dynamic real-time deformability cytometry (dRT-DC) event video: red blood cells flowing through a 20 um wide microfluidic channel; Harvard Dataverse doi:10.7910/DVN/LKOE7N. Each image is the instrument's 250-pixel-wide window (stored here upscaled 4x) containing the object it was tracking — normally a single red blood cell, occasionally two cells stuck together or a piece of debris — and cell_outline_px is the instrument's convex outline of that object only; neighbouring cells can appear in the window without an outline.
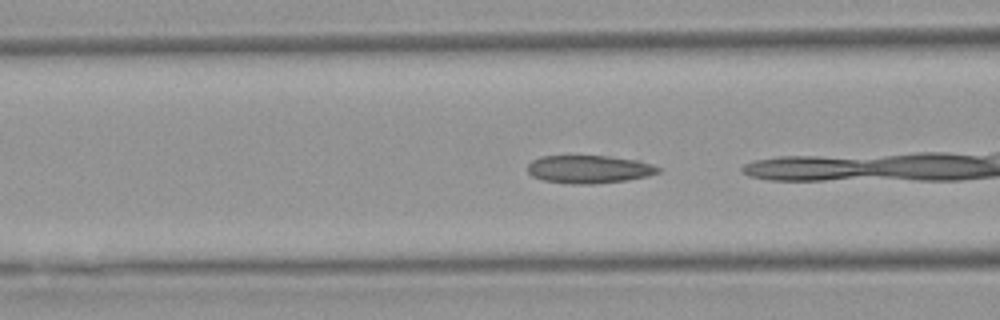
{"species": "Egyptian fruit bat (a non-hibernating species)", "species_latin": "Rousettus aegyptiacus", "temperature_condition": "warm", "stored_images_in_passage": 34, "camera_frame_rate_fps": 3000, "um_per_image_px": 0.085, "animal": {"sex": "female"}, "frame": {"image": 1, "passage_image": 6, "time_ms": 1.667, "image_size_px": [1000, 320], "cell_outline_px": [[660, 172], [648, 176], [628, 180], [592, 184], [572, 184], [544, 180], [532, 176], [528, 172], [528, 164], [532, 160], [540, 156], [608, 156], [640, 160], [652, 164], [660, 168]], "centroid_in_image_um": [50.09, 14.38], "position_along_channel_um": 116.5, "area_um2": 21.39}}
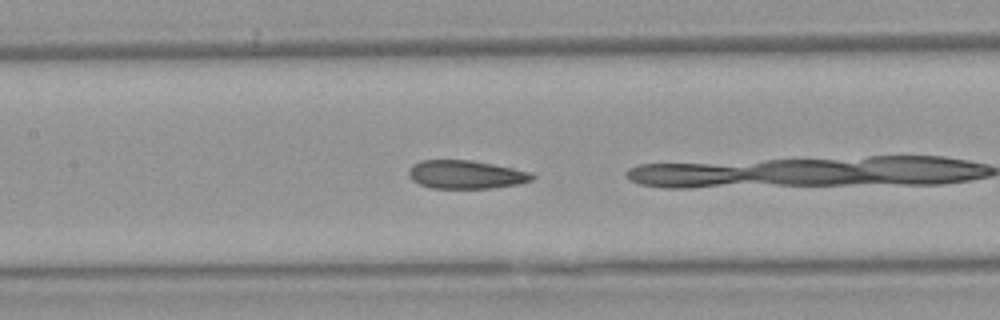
{"frame": {"image": 2, "passage_image": 10, "time_ms": 3.0, "image_size_px": [1000, 320], "cell_outline_px": [[536, 176], [532, 180], [520, 184], [492, 188], [432, 188], [420, 184], [412, 180], [408, 176], [408, 172], [412, 164], [420, 160], [472, 160], [532, 172]], "centroid_in_image_um": [39.61, 14.83], "position_along_channel_um": 167.8, "area_um2": 20.52}, "authors_computed_cell_mechanics": {"area_um2": 20.4612, "velocity_mm_per_s": 3.8417, "shape_relaxation_time_tau1_ms": 10.3906, "shape_relaxation_time_tau2_ms": 1.5282, "deformation_change_tau1": 0.2098, "deformation_change_tau2": 0.0681}}